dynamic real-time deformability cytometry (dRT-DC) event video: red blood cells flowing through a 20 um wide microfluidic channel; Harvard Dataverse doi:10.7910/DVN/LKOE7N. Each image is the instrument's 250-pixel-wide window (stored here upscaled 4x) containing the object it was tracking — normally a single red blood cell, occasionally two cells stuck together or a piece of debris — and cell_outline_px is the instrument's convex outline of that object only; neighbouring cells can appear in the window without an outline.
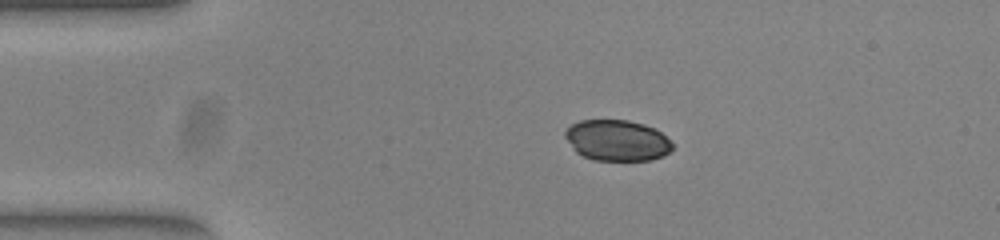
{"species": "common noctule bat (a hibernating species)", "species_latin": "Nyctalus noctula", "temperature_condition": "warm", "stored_images_in_passage": 42, "camera_frame_rate_fps": 3000, "um_per_image_px": 0.085, "animal": {"sex": "female", "body_mass_g": 23.0, "forearm_length_mm": 53.4}, "frame": {"image": 1, "passage_image": 1, "time_ms": 0.0, "image_size_px": [1000, 240], "cell_outline_px": [[672, 148], [664, 156], [648, 160], [596, 160], [584, 156], [576, 152], [572, 148], [564, 136], [564, 132], [572, 124], [580, 120], [628, 120], [644, 124], [656, 128], [672, 144]], "centroid_in_image_um": [52.43, 11.92], "position_along_channel_um": 32.6, "area_um2": 25.49}}
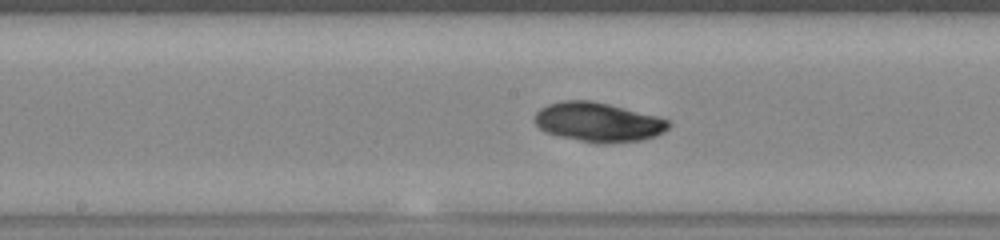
{"frame": {"image": 2, "passage_image": 17, "time_ms": 5.333, "image_size_px": [1000, 240], "cell_outline_px": [[672, 124], [664, 132], [656, 136], [640, 140], [608, 144], [596, 144], [560, 136], [544, 132], [532, 120], [536, 112], [540, 108], [548, 104], [564, 100], [592, 100], [660, 116], [668, 120]], "centroid_in_image_um": [50.86, 10.38], "position_along_channel_um": 197.3, "area_um2": 31.15}}
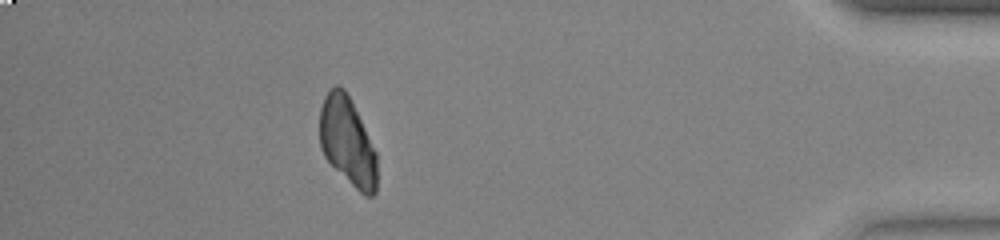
{"frame": {"image": 3, "passage_image": 37, "time_ms": 12.0, "image_size_px": [1000, 240], "cell_outline_px": [[376, 192], [372, 196], [364, 196], [324, 156], [320, 148], [320, 108], [324, 96], [336, 84], [340, 84], [344, 88], [376, 152]], "centroid_in_image_um": [29.52, 12.01], "position_along_channel_um": 405.7, "area_um2": 28.78}, "authors_computed_cell_mechanics": {"area_um2": 29.9693, "velocity_mm_per_s": 3.9198, "shape_relaxation_time_tau1_ms": 7.2614, "shape_relaxation_time_tau2_ms": null, "deformation_change_tau1": 0.0825, "deformation_change_tau2": null}}